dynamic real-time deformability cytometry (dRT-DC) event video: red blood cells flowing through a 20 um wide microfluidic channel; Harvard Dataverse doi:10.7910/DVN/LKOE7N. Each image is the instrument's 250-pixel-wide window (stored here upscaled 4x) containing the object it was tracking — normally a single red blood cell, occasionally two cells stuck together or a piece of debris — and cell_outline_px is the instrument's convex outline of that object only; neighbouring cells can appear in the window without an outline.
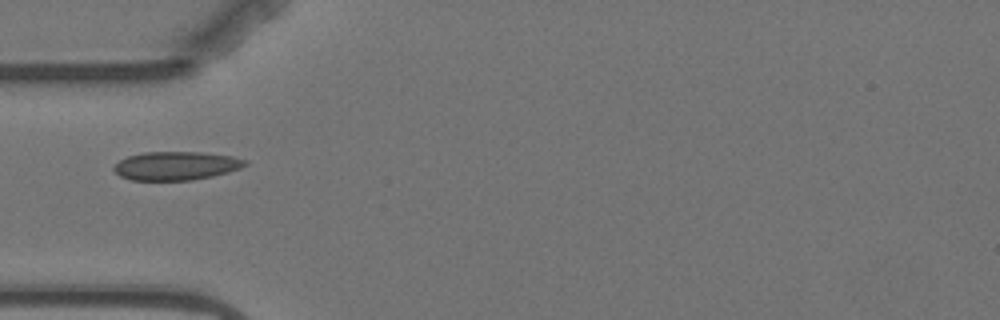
{"species": "Egyptian fruit bat (a non-hibernating species)", "species_latin": "Rousettus aegyptiacus", "temperature_condition": "warm", "stored_images_in_passage": 2, "camera_frame_rate_fps": 3000, "um_per_image_px": 0.085, "animal": {"sex": "female"}, "frame": {"image": 1, "passage_image": 1, "time_ms": 0.0, "image_size_px": [1000, 320], "cell_outline_px": [[248, 164], [240, 168], [228, 172], [212, 176], [192, 180], [132, 180], [120, 176], [112, 168], [120, 160], [128, 156], [144, 152], [200, 152], [232, 156], [248, 160]], "centroid_in_image_um": [14.98, 14.09], "position_along_channel_um": 70.0, "area_um2": 21.79}}
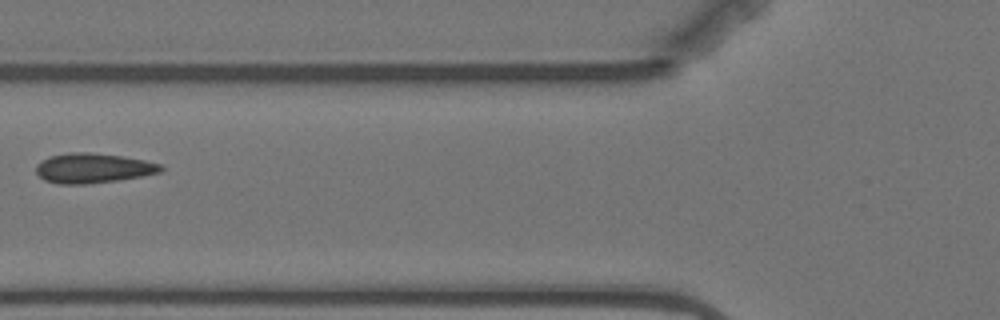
{"frame": {"image": 2, "passage_image": 2, "time_ms": 1.333, "image_size_px": [1000, 320], "cell_outline_px": [[164, 168], [160, 172], [140, 176], [116, 180], [88, 184], [56, 184], [44, 180], [36, 172], [36, 164], [40, 160], [52, 156], [68, 152], [88, 152], [120, 156], [144, 160], [160, 164]], "centroid_in_image_um": [7.86, 14.29], "position_along_channel_um": 117.9, "area_um2": 21.56}}